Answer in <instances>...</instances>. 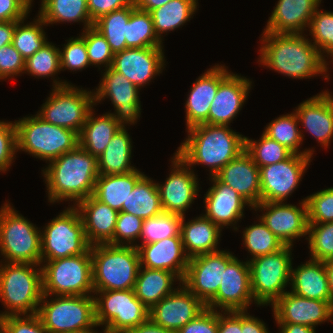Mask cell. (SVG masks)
<instances>
[{
    "label": "cell",
    "instance_id": "cell-1",
    "mask_svg": "<svg viewBox=\"0 0 333 333\" xmlns=\"http://www.w3.org/2000/svg\"><path fill=\"white\" fill-rule=\"evenodd\" d=\"M261 35L259 64L292 79H309L318 74H324L325 80L330 79L327 59L321 56L307 35L270 32Z\"/></svg>",
    "mask_w": 333,
    "mask_h": 333
},
{
    "label": "cell",
    "instance_id": "cell-2",
    "mask_svg": "<svg viewBox=\"0 0 333 333\" xmlns=\"http://www.w3.org/2000/svg\"><path fill=\"white\" fill-rule=\"evenodd\" d=\"M48 164L42 174L50 203L70 200L75 206L93 195L99 176L97 158L79 145Z\"/></svg>",
    "mask_w": 333,
    "mask_h": 333
},
{
    "label": "cell",
    "instance_id": "cell-3",
    "mask_svg": "<svg viewBox=\"0 0 333 333\" xmlns=\"http://www.w3.org/2000/svg\"><path fill=\"white\" fill-rule=\"evenodd\" d=\"M187 133L175 153L190 167H209L210 177L245 150V136L229 126L203 123L188 128Z\"/></svg>",
    "mask_w": 333,
    "mask_h": 333
},
{
    "label": "cell",
    "instance_id": "cell-4",
    "mask_svg": "<svg viewBox=\"0 0 333 333\" xmlns=\"http://www.w3.org/2000/svg\"><path fill=\"white\" fill-rule=\"evenodd\" d=\"M42 295L41 265L0 261V301L7 310L0 318L37 314Z\"/></svg>",
    "mask_w": 333,
    "mask_h": 333
},
{
    "label": "cell",
    "instance_id": "cell-5",
    "mask_svg": "<svg viewBox=\"0 0 333 333\" xmlns=\"http://www.w3.org/2000/svg\"><path fill=\"white\" fill-rule=\"evenodd\" d=\"M91 257L94 291L134 288L140 268L137 247L96 244Z\"/></svg>",
    "mask_w": 333,
    "mask_h": 333
},
{
    "label": "cell",
    "instance_id": "cell-6",
    "mask_svg": "<svg viewBox=\"0 0 333 333\" xmlns=\"http://www.w3.org/2000/svg\"><path fill=\"white\" fill-rule=\"evenodd\" d=\"M17 152L25 151L40 160L52 161L79 145L78 134L50 124L37 114L15 120Z\"/></svg>",
    "mask_w": 333,
    "mask_h": 333
},
{
    "label": "cell",
    "instance_id": "cell-7",
    "mask_svg": "<svg viewBox=\"0 0 333 333\" xmlns=\"http://www.w3.org/2000/svg\"><path fill=\"white\" fill-rule=\"evenodd\" d=\"M94 297L65 295L47 300L48 295L43 294L37 315L50 333H74L97 328Z\"/></svg>",
    "mask_w": 333,
    "mask_h": 333
},
{
    "label": "cell",
    "instance_id": "cell-8",
    "mask_svg": "<svg viewBox=\"0 0 333 333\" xmlns=\"http://www.w3.org/2000/svg\"><path fill=\"white\" fill-rule=\"evenodd\" d=\"M0 208V253L5 262L41 265V230L9 202Z\"/></svg>",
    "mask_w": 333,
    "mask_h": 333
},
{
    "label": "cell",
    "instance_id": "cell-9",
    "mask_svg": "<svg viewBox=\"0 0 333 333\" xmlns=\"http://www.w3.org/2000/svg\"><path fill=\"white\" fill-rule=\"evenodd\" d=\"M42 291L48 296L94 293L91 247L83 254L56 260H41Z\"/></svg>",
    "mask_w": 333,
    "mask_h": 333
},
{
    "label": "cell",
    "instance_id": "cell-10",
    "mask_svg": "<svg viewBox=\"0 0 333 333\" xmlns=\"http://www.w3.org/2000/svg\"><path fill=\"white\" fill-rule=\"evenodd\" d=\"M52 86V93L37 115L50 124L73 130L79 135L94 108V92L55 78Z\"/></svg>",
    "mask_w": 333,
    "mask_h": 333
},
{
    "label": "cell",
    "instance_id": "cell-11",
    "mask_svg": "<svg viewBox=\"0 0 333 333\" xmlns=\"http://www.w3.org/2000/svg\"><path fill=\"white\" fill-rule=\"evenodd\" d=\"M292 247L249 259L251 290L257 306L272 305L286 291L291 281Z\"/></svg>",
    "mask_w": 333,
    "mask_h": 333
},
{
    "label": "cell",
    "instance_id": "cell-12",
    "mask_svg": "<svg viewBox=\"0 0 333 333\" xmlns=\"http://www.w3.org/2000/svg\"><path fill=\"white\" fill-rule=\"evenodd\" d=\"M44 229V230H43ZM41 232V260H56L86 253L88 243L83 222L73 205L64 209Z\"/></svg>",
    "mask_w": 333,
    "mask_h": 333
},
{
    "label": "cell",
    "instance_id": "cell-13",
    "mask_svg": "<svg viewBox=\"0 0 333 333\" xmlns=\"http://www.w3.org/2000/svg\"><path fill=\"white\" fill-rule=\"evenodd\" d=\"M95 294L96 323L105 326L103 333H127L149 318V309L133 289L94 291Z\"/></svg>",
    "mask_w": 333,
    "mask_h": 333
},
{
    "label": "cell",
    "instance_id": "cell-14",
    "mask_svg": "<svg viewBox=\"0 0 333 333\" xmlns=\"http://www.w3.org/2000/svg\"><path fill=\"white\" fill-rule=\"evenodd\" d=\"M310 155L292 154L278 163L259 168L260 202H284L297 188L311 162Z\"/></svg>",
    "mask_w": 333,
    "mask_h": 333
},
{
    "label": "cell",
    "instance_id": "cell-15",
    "mask_svg": "<svg viewBox=\"0 0 333 333\" xmlns=\"http://www.w3.org/2000/svg\"><path fill=\"white\" fill-rule=\"evenodd\" d=\"M235 256L227 250L189 258L182 284L204 305L217 294L227 264Z\"/></svg>",
    "mask_w": 333,
    "mask_h": 333
},
{
    "label": "cell",
    "instance_id": "cell-16",
    "mask_svg": "<svg viewBox=\"0 0 333 333\" xmlns=\"http://www.w3.org/2000/svg\"><path fill=\"white\" fill-rule=\"evenodd\" d=\"M104 71L101 72L103 78L99 86L93 91L95 105L109 98L115 110L112 114L119 126L126 128L125 124H135L141 114V101L138 96L140 89L111 67Z\"/></svg>",
    "mask_w": 333,
    "mask_h": 333
},
{
    "label": "cell",
    "instance_id": "cell-17",
    "mask_svg": "<svg viewBox=\"0 0 333 333\" xmlns=\"http://www.w3.org/2000/svg\"><path fill=\"white\" fill-rule=\"evenodd\" d=\"M299 206L286 202H260L253 209L264 211L259 217L268 229L278 237L284 245L293 246V241L308 235V210L306 197ZM266 211V212H265Z\"/></svg>",
    "mask_w": 333,
    "mask_h": 333
},
{
    "label": "cell",
    "instance_id": "cell-18",
    "mask_svg": "<svg viewBox=\"0 0 333 333\" xmlns=\"http://www.w3.org/2000/svg\"><path fill=\"white\" fill-rule=\"evenodd\" d=\"M172 170L164 183L157 187L163 212L185 216L198 196L199 184L194 170L176 153L171 158ZM193 170V171H192Z\"/></svg>",
    "mask_w": 333,
    "mask_h": 333
},
{
    "label": "cell",
    "instance_id": "cell-19",
    "mask_svg": "<svg viewBox=\"0 0 333 333\" xmlns=\"http://www.w3.org/2000/svg\"><path fill=\"white\" fill-rule=\"evenodd\" d=\"M253 301L248 260L234 257L226 266L216 296L206 307L216 311H247Z\"/></svg>",
    "mask_w": 333,
    "mask_h": 333
},
{
    "label": "cell",
    "instance_id": "cell-20",
    "mask_svg": "<svg viewBox=\"0 0 333 333\" xmlns=\"http://www.w3.org/2000/svg\"><path fill=\"white\" fill-rule=\"evenodd\" d=\"M163 47L127 48L114 54L111 68L141 89L165 68Z\"/></svg>",
    "mask_w": 333,
    "mask_h": 333
},
{
    "label": "cell",
    "instance_id": "cell-21",
    "mask_svg": "<svg viewBox=\"0 0 333 333\" xmlns=\"http://www.w3.org/2000/svg\"><path fill=\"white\" fill-rule=\"evenodd\" d=\"M276 323L301 324L315 328L325 321H333L330 301L314 300L285 292L272 304Z\"/></svg>",
    "mask_w": 333,
    "mask_h": 333
},
{
    "label": "cell",
    "instance_id": "cell-22",
    "mask_svg": "<svg viewBox=\"0 0 333 333\" xmlns=\"http://www.w3.org/2000/svg\"><path fill=\"white\" fill-rule=\"evenodd\" d=\"M178 287L149 310L154 323L175 332L206 308L182 283Z\"/></svg>",
    "mask_w": 333,
    "mask_h": 333
},
{
    "label": "cell",
    "instance_id": "cell-23",
    "mask_svg": "<svg viewBox=\"0 0 333 333\" xmlns=\"http://www.w3.org/2000/svg\"><path fill=\"white\" fill-rule=\"evenodd\" d=\"M213 186L206 192L205 203V217L210 219L220 229L224 226H233L237 231V222L244 216V208L248 205L251 210L253 208L250 204L241 197L237 191L229 187L227 184L221 182L216 176H212L210 180Z\"/></svg>",
    "mask_w": 333,
    "mask_h": 333
},
{
    "label": "cell",
    "instance_id": "cell-24",
    "mask_svg": "<svg viewBox=\"0 0 333 333\" xmlns=\"http://www.w3.org/2000/svg\"><path fill=\"white\" fill-rule=\"evenodd\" d=\"M248 78L230 72L220 83L208 114L209 125L228 126L239 114L252 88Z\"/></svg>",
    "mask_w": 333,
    "mask_h": 333
},
{
    "label": "cell",
    "instance_id": "cell-25",
    "mask_svg": "<svg viewBox=\"0 0 333 333\" xmlns=\"http://www.w3.org/2000/svg\"><path fill=\"white\" fill-rule=\"evenodd\" d=\"M230 72L224 65H214L196 79L188 94L185 112L186 129L198 124H208L210 106L215 98L219 83Z\"/></svg>",
    "mask_w": 333,
    "mask_h": 333
},
{
    "label": "cell",
    "instance_id": "cell-26",
    "mask_svg": "<svg viewBox=\"0 0 333 333\" xmlns=\"http://www.w3.org/2000/svg\"><path fill=\"white\" fill-rule=\"evenodd\" d=\"M299 124L325 148L333 138V95L329 91L303 101L294 109Z\"/></svg>",
    "mask_w": 333,
    "mask_h": 333
},
{
    "label": "cell",
    "instance_id": "cell-27",
    "mask_svg": "<svg viewBox=\"0 0 333 333\" xmlns=\"http://www.w3.org/2000/svg\"><path fill=\"white\" fill-rule=\"evenodd\" d=\"M139 252L140 266L167 270L184 279L189 257L186 255L181 236L168 237L163 240L135 245Z\"/></svg>",
    "mask_w": 333,
    "mask_h": 333
},
{
    "label": "cell",
    "instance_id": "cell-28",
    "mask_svg": "<svg viewBox=\"0 0 333 333\" xmlns=\"http://www.w3.org/2000/svg\"><path fill=\"white\" fill-rule=\"evenodd\" d=\"M215 176L237 191L252 208L260 203L259 167L245 150L228 162Z\"/></svg>",
    "mask_w": 333,
    "mask_h": 333
},
{
    "label": "cell",
    "instance_id": "cell-29",
    "mask_svg": "<svg viewBox=\"0 0 333 333\" xmlns=\"http://www.w3.org/2000/svg\"><path fill=\"white\" fill-rule=\"evenodd\" d=\"M88 243L108 244L114 236L118 211L97 200L93 195L76 205Z\"/></svg>",
    "mask_w": 333,
    "mask_h": 333
},
{
    "label": "cell",
    "instance_id": "cell-30",
    "mask_svg": "<svg viewBox=\"0 0 333 333\" xmlns=\"http://www.w3.org/2000/svg\"><path fill=\"white\" fill-rule=\"evenodd\" d=\"M322 0H279L263 32L304 33Z\"/></svg>",
    "mask_w": 333,
    "mask_h": 333
},
{
    "label": "cell",
    "instance_id": "cell-31",
    "mask_svg": "<svg viewBox=\"0 0 333 333\" xmlns=\"http://www.w3.org/2000/svg\"><path fill=\"white\" fill-rule=\"evenodd\" d=\"M185 219L183 216L181 238L189 258L220 251L218 244L222 229L202 214L188 222H185Z\"/></svg>",
    "mask_w": 333,
    "mask_h": 333
},
{
    "label": "cell",
    "instance_id": "cell-32",
    "mask_svg": "<svg viewBox=\"0 0 333 333\" xmlns=\"http://www.w3.org/2000/svg\"><path fill=\"white\" fill-rule=\"evenodd\" d=\"M291 292L314 300L330 301L325 262L309 259L295 269L291 267Z\"/></svg>",
    "mask_w": 333,
    "mask_h": 333
},
{
    "label": "cell",
    "instance_id": "cell-33",
    "mask_svg": "<svg viewBox=\"0 0 333 333\" xmlns=\"http://www.w3.org/2000/svg\"><path fill=\"white\" fill-rule=\"evenodd\" d=\"M175 281L182 283L171 271L140 266L133 290L136 297L150 310L176 289L172 287Z\"/></svg>",
    "mask_w": 333,
    "mask_h": 333
},
{
    "label": "cell",
    "instance_id": "cell-34",
    "mask_svg": "<svg viewBox=\"0 0 333 333\" xmlns=\"http://www.w3.org/2000/svg\"><path fill=\"white\" fill-rule=\"evenodd\" d=\"M119 129L121 127L112 113L96 117L92 109L78 135L79 146L98 158Z\"/></svg>",
    "mask_w": 333,
    "mask_h": 333
},
{
    "label": "cell",
    "instance_id": "cell-35",
    "mask_svg": "<svg viewBox=\"0 0 333 333\" xmlns=\"http://www.w3.org/2000/svg\"><path fill=\"white\" fill-rule=\"evenodd\" d=\"M144 175L138 169L115 175H100L96 179L93 196L118 212L122 211V204H126L129 193L137 181Z\"/></svg>",
    "mask_w": 333,
    "mask_h": 333
},
{
    "label": "cell",
    "instance_id": "cell-36",
    "mask_svg": "<svg viewBox=\"0 0 333 333\" xmlns=\"http://www.w3.org/2000/svg\"><path fill=\"white\" fill-rule=\"evenodd\" d=\"M132 139L126 128L119 129L97 158L100 175L126 174L136 170L131 165Z\"/></svg>",
    "mask_w": 333,
    "mask_h": 333
},
{
    "label": "cell",
    "instance_id": "cell-37",
    "mask_svg": "<svg viewBox=\"0 0 333 333\" xmlns=\"http://www.w3.org/2000/svg\"><path fill=\"white\" fill-rule=\"evenodd\" d=\"M122 211L143 220L161 214L163 209L157 183L144 174L129 193L126 204H122Z\"/></svg>",
    "mask_w": 333,
    "mask_h": 333
},
{
    "label": "cell",
    "instance_id": "cell-38",
    "mask_svg": "<svg viewBox=\"0 0 333 333\" xmlns=\"http://www.w3.org/2000/svg\"><path fill=\"white\" fill-rule=\"evenodd\" d=\"M38 15L47 25L58 22H82L84 30L94 26L87 0H42Z\"/></svg>",
    "mask_w": 333,
    "mask_h": 333
},
{
    "label": "cell",
    "instance_id": "cell-39",
    "mask_svg": "<svg viewBox=\"0 0 333 333\" xmlns=\"http://www.w3.org/2000/svg\"><path fill=\"white\" fill-rule=\"evenodd\" d=\"M198 6V0H171L149 13L153 20L154 30L158 38L163 40L162 34L183 26L193 18Z\"/></svg>",
    "mask_w": 333,
    "mask_h": 333
},
{
    "label": "cell",
    "instance_id": "cell-40",
    "mask_svg": "<svg viewBox=\"0 0 333 333\" xmlns=\"http://www.w3.org/2000/svg\"><path fill=\"white\" fill-rule=\"evenodd\" d=\"M135 8L134 2L128 6L101 16L94 22V27L106 38L114 54L127 49V22Z\"/></svg>",
    "mask_w": 333,
    "mask_h": 333
},
{
    "label": "cell",
    "instance_id": "cell-41",
    "mask_svg": "<svg viewBox=\"0 0 333 333\" xmlns=\"http://www.w3.org/2000/svg\"><path fill=\"white\" fill-rule=\"evenodd\" d=\"M298 125V118L293 111L290 114L282 115L272 120L263 133L288 148L293 154L313 156V148L305 149L304 151L299 149L303 142L304 134H302V130H299Z\"/></svg>",
    "mask_w": 333,
    "mask_h": 333
},
{
    "label": "cell",
    "instance_id": "cell-42",
    "mask_svg": "<svg viewBox=\"0 0 333 333\" xmlns=\"http://www.w3.org/2000/svg\"><path fill=\"white\" fill-rule=\"evenodd\" d=\"M125 40L128 48L164 47L155 33L150 13L136 7L127 22Z\"/></svg>",
    "mask_w": 333,
    "mask_h": 333
},
{
    "label": "cell",
    "instance_id": "cell-43",
    "mask_svg": "<svg viewBox=\"0 0 333 333\" xmlns=\"http://www.w3.org/2000/svg\"><path fill=\"white\" fill-rule=\"evenodd\" d=\"M37 17L27 24L24 23L26 18L18 21L13 33L12 44L25 60L48 42L43 29L47 24L39 15Z\"/></svg>",
    "mask_w": 333,
    "mask_h": 333
},
{
    "label": "cell",
    "instance_id": "cell-44",
    "mask_svg": "<svg viewBox=\"0 0 333 333\" xmlns=\"http://www.w3.org/2000/svg\"><path fill=\"white\" fill-rule=\"evenodd\" d=\"M258 223L250 225L243 230V245L250 253L251 259L267 254H272L285 245L276 237L265 225V223L259 218Z\"/></svg>",
    "mask_w": 333,
    "mask_h": 333
},
{
    "label": "cell",
    "instance_id": "cell-45",
    "mask_svg": "<svg viewBox=\"0 0 333 333\" xmlns=\"http://www.w3.org/2000/svg\"><path fill=\"white\" fill-rule=\"evenodd\" d=\"M183 216L162 212L143 221L140 245L154 243L168 237L181 236V223Z\"/></svg>",
    "mask_w": 333,
    "mask_h": 333
},
{
    "label": "cell",
    "instance_id": "cell-46",
    "mask_svg": "<svg viewBox=\"0 0 333 333\" xmlns=\"http://www.w3.org/2000/svg\"><path fill=\"white\" fill-rule=\"evenodd\" d=\"M245 151L259 168L284 161L293 154L288 148L264 133L257 141L245 137Z\"/></svg>",
    "mask_w": 333,
    "mask_h": 333
},
{
    "label": "cell",
    "instance_id": "cell-47",
    "mask_svg": "<svg viewBox=\"0 0 333 333\" xmlns=\"http://www.w3.org/2000/svg\"><path fill=\"white\" fill-rule=\"evenodd\" d=\"M61 71L60 48L47 42L40 50L25 60L24 73L37 78L53 77Z\"/></svg>",
    "mask_w": 333,
    "mask_h": 333
},
{
    "label": "cell",
    "instance_id": "cell-48",
    "mask_svg": "<svg viewBox=\"0 0 333 333\" xmlns=\"http://www.w3.org/2000/svg\"><path fill=\"white\" fill-rule=\"evenodd\" d=\"M308 28L313 38L311 42L313 41L321 56L324 59L329 55L333 58V11H321L317 8Z\"/></svg>",
    "mask_w": 333,
    "mask_h": 333
},
{
    "label": "cell",
    "instance_id": "cell-49",
    "mask_svg": "<svg viewBox=\"0 0 333 333\" xmlns=\"http://www.w3.org/2000/svg\"><path fill=\"white\" fill-rule=\"evenodd\" d=\"M306 239L309 241L310 259L333 260V222L309 223Z\"/></svg>",
    "mask_w": 333,
    "mask_h": 333
},
{
    "label": "cell",
    "instance_id": "cell-50",
    "mask_svg": "<svg viewBox=\"0 0 333 333\" xmlns=\"http://www.w3.org/2000/svg\"><path fill=\"white\" fill-rule=\"evenodd\" d=\"M81 36L85 39L90 65H97L99 69L101 65H104V70L110 68L114 53L100 31L92 26L83 30Z\"/></svg>",
    "mask_w": 333,
    "mask_h": 333
},
{
    "label": "cell",
    "instance_id": "cell-51",
    "mask_svg": "<svg viewBox=\"0 0 333 333\" xmlns=\"http://www.w3.org/2000/svg\"><path fill=\"white\" fill-rule=\"evenodd\" d=\"M308 222H333V187L323 189L306 197Z\"/></svg>",
    "mask_w": 333,
    "mask_h": 333
},
{
    "label": "cell",
    "instance_id": "cell-52",
    "mask_svg": "<svg viewBox=\"0 0 333 333\" xmlns=\"http://www.w3.org/2000/svg\"><path fill=\"white\" fill-rule=\"evenodd\" d=\"M143 221V219L135 215L123 211L119 212L113 239L108 244L123 246L137 245L135 240H138L140 237Z\"/></svg>",
    "mask_w": 333,
    "mask_h": 333
},
{
    "label": "cell",
    "instance_id": "cell-53",
    "mask_svg": "<svg viewBox=\"0 0 333 333\" xmlns=\"http://www.w3.org/2000/svg\"><path fill=\"white\" fill-rule=\"evenodd\" d=\"M63 50L60 49V63L61 71L63 70H83L90 65L85 39L80 36L74 38H69L67 44L63 45Z\"/></svg>",
    "mask_w": 333,
    "mask_h": 333
},
{
    "label": "cell",
    "instance_id": "cell-54",
    "mask_svg": "<svg viewBox=\"0 0 333 333\" xmlns=\"http://www.w3.org/2000/svg\"><path fill=\"white\" fill-rule=\"evenodd\" d=\"M17 153L15 122L0 120V172L5 173Z\"/></svg>",
    "mask_w": 333,
    "mask_h": 333
},
{
    "label": "cell",
    "instance_id": "cell-55",
    "mask_svg": "<svg viewBox=\"0 0 333 333\" xmlns=\"http://www.w3.org/2000/svg\"><path fill=\"white\" fill-rule=\"evenodd\" d=\"M0 320L5 333H50L43 326L37 314L8 315L0 318Z\"/></svg>",
    "mask_w": 333,
    "mask_h": 333
},
{
    "label": "cell",
    "instance_id": "cell-56",
    "mask_svg": "<svg viewBox=\"0 0 333 333\" xmlns=\"http://www.w3.org/2000/svg\"><path fill=\"white\" fill-rule=\"evenodd\" d=\"M25 59L15 49L13 44H6L0 48V80L11 79L24 73Z\"/></svg>",
    "mask_w": 333,
    "mask_h": 333
},
{
    "label": "cell",
    "instance_id": "cell-57",
    "mask_svg": "<svg viewBox=\"0 0 333 333\" xmlns=\"http://www.w3.org/2000/svg\"><path fill=\"white\" fill-rule=\"evenodd\" d=\"M177 333H218V311L206 307Z\"/></svg>",
    "mask_w": 333,
    "mask_h": 333
},
{
    "label": "cell",
    "instance_id": "cell-58",
    "mask_svg": "<svg viewBox=\"0 0 333 333\" xmlns=\"http://www.w3.org/2000/svg\"><path fill=\"white\" fill-rule=\"evenodd\" d=\"M31 7L28 0H0V21H21L28 17Z\"/></svg>",
    "mask_w": 333,
    "mask_h": 333
},
{
    "label": "cell",
    "instance_id": "cell-59",
    "mask_svg": "<svg viewBox=\"0 0 333 333\" xmlns=\"http://www.w3.org/2000/svg\"><path fill=\"white\" fill-rule=\"evenodd\" d=\"M132 2L133 0H87V7L91 20L95 22L101 16L122 9Z\"/></svg>",
    "mask_w": 333,
    "mask_h": 333
},
{
    "label": "cell",
    "instance_id": "cell-60",
    "mask_svg": "<svg viewBox=\"0 0 333 333\" xmlns=\"http://www.w3.org/2000/svg\"><path fill=\"white\" fill-rule=\"evenodd\" d=\"M218 333H241V311H218Z\"/></svg>",
    "mask_w": 333,
    "mask_h": 333
},
{
    "label": "cell",
    "instance_id": "cell-61",
    "mask_svg": "<svg viewBox=\"0 0 333 333\" xmlns=\"http://www.w3.org/2000/svg\"><path fill=\"white\" fill-rule=\"evenodd\" d=\"M266 324L247 311H241V333H270Z\"/></svg>",
    "mask_w": 333,
    "mask_h": 333
},
{
    "label": "cell",
    "instance_id": "cell-62",
    "mask_svg": "<svg viewBox=\"0 0 333 333\" xmlns=\"http://www.w3.org/2000/svg\"><path fill=\"white\" fill-rule=\"evenodd\" d=\"M127 333H177L166 329L154 323L150 318L139 324L137 327L130 329Z\"/></svg>",
    "mask_w": 333,
    "mask_h": 333
},
{
    "label": "cell",
    "instance_id": "cell-63",
    "mask_svg": "<svg viewBox=\"0 0 333 333\" xmlns=\"http://www.w3.org/2000/svg\"><path fill=\"white\" fill-rule=\"evenodd\" d=\"M18 21H0V48L11 44L13 33Z\"/></svg>",
    "mask_w": 333,
    "mask_h": 333
},
{
    "label": "cell",
    "instance_id": "cell-64",
    "mask_svg": "<svg viewBox=\"0 0 333 333\" xmlns=\"http://www.w3.org/2000/svg\"><path fill=\"white\" fill-rule=\"evenodd\" d=\"M280 327V333H316L315 328L291 323H276Z\"/></svg>",
    "mask_w": 333,
    "mask_h": 333
},
{
    "label": "cell",
    "instance_id": "cell-65",
    "mask_svg": "<svg viewBox=\"0 0 333 333\" xmlns=\"http://www.w3.org/2000/svg\"><path fill=\"white\" fill-rule=\"evenodd\" d=\"M171 0H133L136 8L150 12L158 7L163 6Z\"/></svg>",
    "mask_w": 333,
    "mask_h": 333
},
{
    "label": "cell",
    "instance_id": "cell-66",
    "mask_svg": "<svg viewBox=\"0 0 333 333\" xmlns=\"http://www.w3.org/2000/svg\"><path fill=\"white\" fill-rule=\"evenodd\" d=\"M325 268L328 276L330 304L333 308V260L325 261Z\"/></svg>",
    "mask_w": 333,
    "mask_h": 333
},
{
    "label": "cell",
    "instance_id": "cell-67",
    "mask_svg": "<svg viewBox=\"0 0 333 333\" xmlns=\"http://www.w3.org/2000/svg\"><path fill=\"white\" fill-rule=\"evenodd\" d=\"M74 333H98L95 329L80 331V332H74Z\"/></svg>",
    "mask_w": 333,
    "mask_h": 333
},
{
    "label": "cell",
    "instance_id": "cell-68",
    "mask_svg": "<svg viewBox=\"0 0 333 333\" xmlns=\"http://www.w3.org/2000/svg\"><path fill=\"white\" fill-rule=\"evenodd\" d=\"M0 333H5L1 320H0Z\"/></svg>",
    "mask_w": 333,
    "mask_h": 333
}]
</instances>
